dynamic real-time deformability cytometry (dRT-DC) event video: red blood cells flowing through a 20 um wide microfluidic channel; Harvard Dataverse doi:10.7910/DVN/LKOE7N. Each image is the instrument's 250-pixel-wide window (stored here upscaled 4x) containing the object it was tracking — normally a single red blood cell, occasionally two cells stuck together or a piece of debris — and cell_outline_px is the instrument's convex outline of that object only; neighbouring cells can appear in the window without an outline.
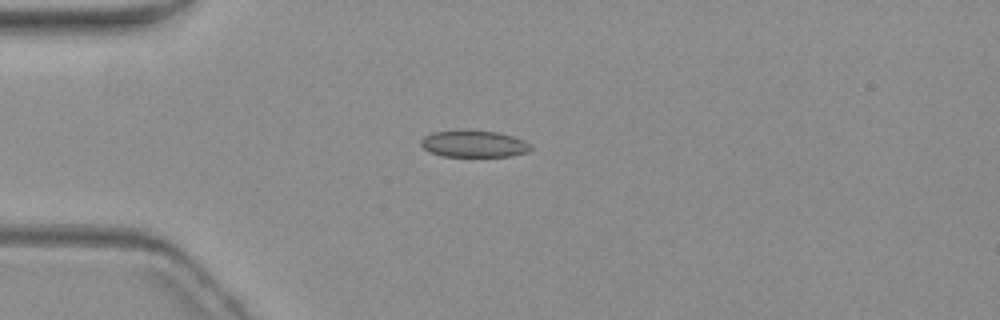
{"species": "common noctule bat (a hibernating species)", "species_latin": "Nyctalus noctula", "temperature_condition": "warm", "stored_images_in_passage": 8, "camera_frame_rate_fps": 3000, "um_per_image_px": 0.085, "animal": {"sex": "female", "body_mass_g": 19.3, "forearm_length_mm": 54.1}, "frame": {"image": 1, "passage_image": 3, "time_ms": 3.333, "image_size_px": [1000, 320], "cell_outline_px": [[532, 148], [528, 152], [512, 156], [440, 156], [428, 152], [420, 144], [420, 140], [424, 136], [432, 132], [496, 132], [512, 136], [524, 140]], "centroid_in_image_um": [40.26, 12.26], "position_along_channel_um": 44.7, "area_um2": 16.65}}
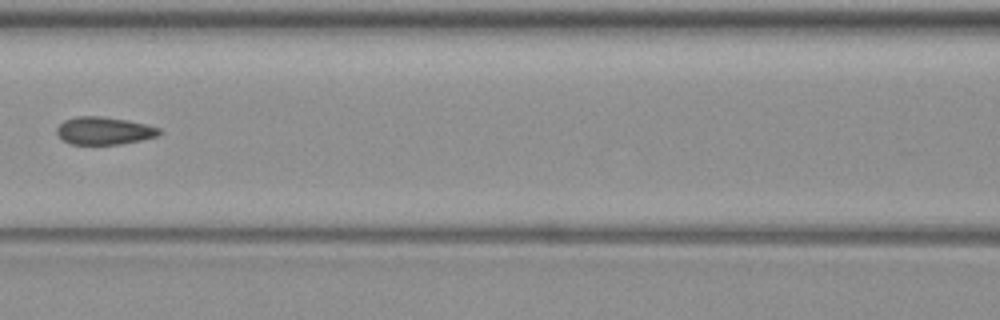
{"frame": {"image": 2, "passage_image": 6, "time_ms": 7.0, "image_size_px": [1000, 320], "cell_outline_px": [[160, 136], [120, 144], [72, 144], [64, 140], [56, 132], [56, 128], [64, 120], [76, 116], [100, 116], [128, 120], [160, 128]], "centroid_in_image_um": [8.85, 11.11], "position_along_channel_um": 157.8, "area_um2": 16.42}}
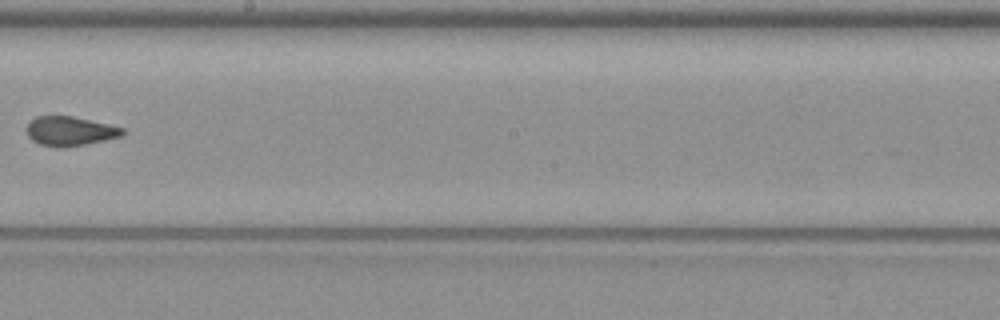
{"frame": {"image": 3, "passage_image": 8, "time_ms": 9.333, "image_size_px": [1000, 320], "cell_outline_px": [[124, 136], [88, 144], [40, 144], [32, 140], [28, 136], [28, 124], [36, 116], [72, 116], [108, 124], [124, 128]], "centroid_in_image_um": [6.02, 11.1], "position_along_channel_um": 242.2, "area_um2": 15.66}}